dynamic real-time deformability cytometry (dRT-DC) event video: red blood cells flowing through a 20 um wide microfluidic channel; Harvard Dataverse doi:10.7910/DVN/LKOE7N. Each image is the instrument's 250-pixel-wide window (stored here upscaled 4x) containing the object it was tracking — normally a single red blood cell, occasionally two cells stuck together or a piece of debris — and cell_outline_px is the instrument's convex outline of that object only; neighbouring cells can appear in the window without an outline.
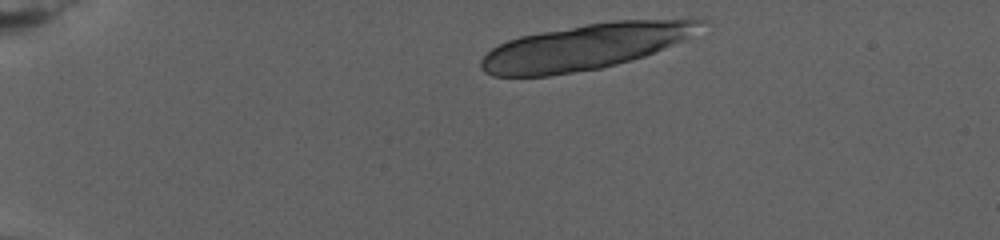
{"species": "human", "species_latin": "Homo sapiens", "temperature_condition": "warm", "stored_images_in_passage": 9, "camera_frame_rate_fps": 3000, "um_per_image_px": 0.085, "donor": {"sex": "female"}, "frame": {"image": 1, "passage_image": 1, "time_ms": 0.0, "image_size_px": [1000, 240], "cell_outline_px": [[708, 20], [684, 40], [644, 56], [616, 64], [600, 68], [548, 76], [492, 76], [484, 72], [480, 68], [480, 60], [492, 48], [508, 40], [520, 36], [540, 32], [612, 20]], "centroid_in_image_um": [49.66, 3.99], "position_along_channel_um": 35.3, "area_um2": 57.57}}